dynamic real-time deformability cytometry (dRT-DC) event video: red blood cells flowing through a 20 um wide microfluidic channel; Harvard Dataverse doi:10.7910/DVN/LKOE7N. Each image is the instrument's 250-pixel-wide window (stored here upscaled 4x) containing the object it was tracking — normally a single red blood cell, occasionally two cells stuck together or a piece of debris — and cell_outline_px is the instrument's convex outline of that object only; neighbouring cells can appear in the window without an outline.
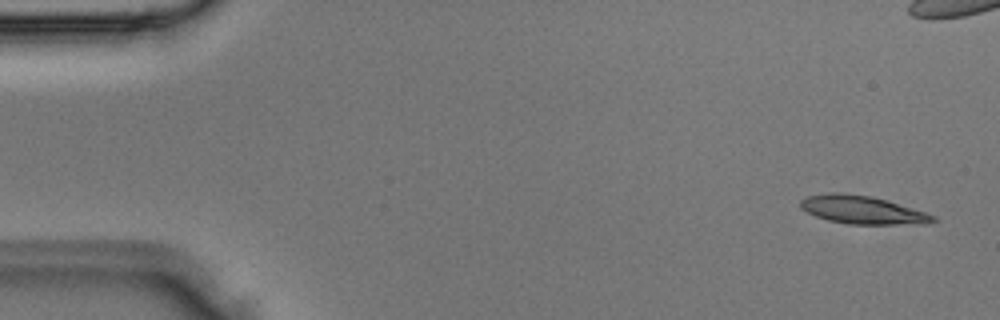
{"species": "Egyptian fruit bat (a non-hibernating species)", "species_latin": "Rousettus aegyptiacus", "temperature_condition": "room temperature", "stored_images_in_passage": 4, "camera_frame_rate_fps": 3000, "um_per_image_px": 0.085, "animal": {"sex": "male"}, "frame": {"image": 1, "passage_image": 1, "time_ms": 0.0, "image_size_px": [1000, 320], "cell_outline_px": [[940, 220], [928, 224], [848, 224], [828, 220], [816, 216], [800, 208], [800, 200], [808, 196], [832, 192], [836, 192], [872, 196], [924, 212], [936, 216]], "centroid_in_image_um": [73.32, 17.85], "position_along_channel_um": 11.7, "area_um2": 21.62}}